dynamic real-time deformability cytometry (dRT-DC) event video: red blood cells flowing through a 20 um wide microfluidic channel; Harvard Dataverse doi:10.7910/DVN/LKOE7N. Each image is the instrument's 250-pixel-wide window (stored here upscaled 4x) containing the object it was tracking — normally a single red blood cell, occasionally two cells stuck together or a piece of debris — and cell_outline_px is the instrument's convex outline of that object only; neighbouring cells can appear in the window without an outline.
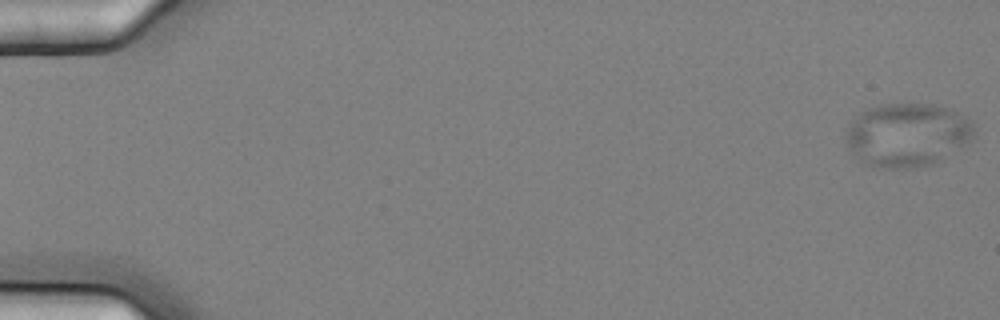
{"species": "common noctule bat (a hibernating species)", "species_latin": "Nyctalus noctula", "temperature_condition": "cold", "stored_images_in_passage": 5, "camera_frame_rate_fps": 3000, "um_per_image_px": 0.085, "animal": {"sex": "female", "body_mass_g": 25.1}, "frame": {"image": 1, "passage_image": 1, "time_ms": 0.0, "image_size_px": [1000, 320], "cell_outline_px": [[976, 136], [964, 144], [932, 164], [916, 168], [884, 168], [864, 164], [848, 148], [844, 140], [844, 136], [852, 120], [860, 112], [868, 108], [880, 104], [936, 104], [956, 112], [964, 116], [976, 128]], "centroid_in_image_um": [77.08, 11.46], "position_along_channel_um": 7.9, "area_um2": 47.45}}